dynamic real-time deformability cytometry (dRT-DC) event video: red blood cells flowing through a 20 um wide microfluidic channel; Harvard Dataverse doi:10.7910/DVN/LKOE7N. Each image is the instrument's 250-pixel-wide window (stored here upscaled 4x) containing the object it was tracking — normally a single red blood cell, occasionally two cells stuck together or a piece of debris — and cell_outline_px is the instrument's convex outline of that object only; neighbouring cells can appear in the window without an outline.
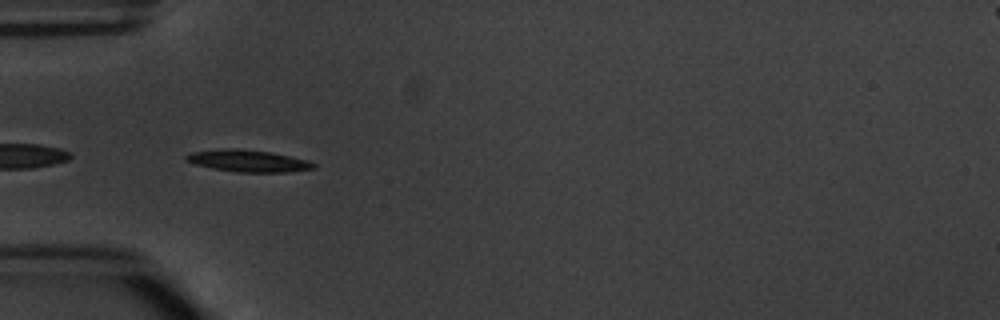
{"species": "common noctule bat (a hibernating species)", "species_latin": "Nyctalus noctula", "temperature_condition": "warm", "stored_images_in_passage": 5, "camera_frame_rate_fps": 3000, "um_per_image_px": 0.085, "animal": {"sex": "male", "body_mass_g": 20.1, "forearm_length_mm": 53.5}, "frame": {"image": 1, "passage_image": 5, "time_ms": 4.667, "image_size_px": [1000, 320], "cell_outline_px": [[316, 168], [284, 172], [236, 172], [212, 168], [196, 164], [184, 160], [184, 156], [192, 152], [220, 148], [236, 148], [268, 152], [308, 160], [316, 164]], "centroid_in_image_um": [21.05, 13.67], "position_along_channel_um": 64.0, "area_um2": 16.18}}